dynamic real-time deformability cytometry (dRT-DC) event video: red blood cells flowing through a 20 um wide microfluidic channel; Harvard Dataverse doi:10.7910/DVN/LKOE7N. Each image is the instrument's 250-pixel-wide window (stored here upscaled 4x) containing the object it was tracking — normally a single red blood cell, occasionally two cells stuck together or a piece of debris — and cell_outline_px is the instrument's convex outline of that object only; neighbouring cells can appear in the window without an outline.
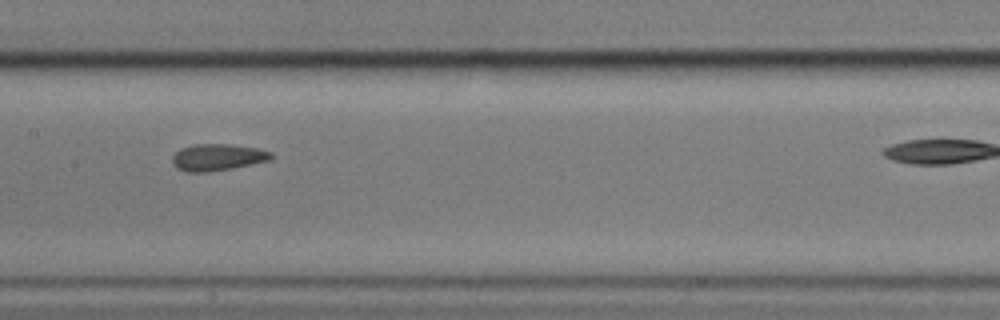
{"species": "common noctule bat (a hibernating species)", "species_latin": "Nyctalus noctula", "temperature_condition": "cold", "stored_images_in_passage": 10, "camera_frame_rate_fps": 3000, "um_per_image_px": 0.085, "animal": {"sex": "male", "body_mass_g": 17.9}, "frame": {"image": 1, "passage_image": 7, "time_ms": 7.0, "image_size_px": [1000, 320], "cell_outline_px": [[272, 160], [232, 168], [208, 172], [188, 172], [176, 168], [172, 164], [172, 156], [180, 148], [192, 144], [228, 144], [256, 148], [272, 152]], "centroid_in_image_um": [18.47, 13.37], "position_along_channel_um": 188.9, "area_um2": 15.49}}
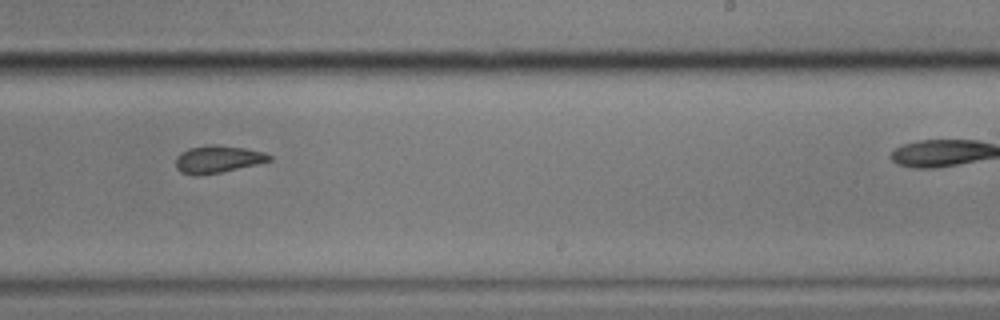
{"frame": {"image": 2, "passage_image": 9, "time_ms": 9.333, "image_size_px": [1000, 320], "cell_outline_px": [[272, 160], [256, 164], [220, 172], [196, 176], [192, 176], [180, 172], [176, 168], [176, 156], [180, 152], [188, 148], [208, 144], [216, 144], [244, 148], [264, 152], [272, 156]], "centroid_in_image_um": [18.46, 13.52], "position_along_channel_um": 270.5, "area_um2": 15.03}}